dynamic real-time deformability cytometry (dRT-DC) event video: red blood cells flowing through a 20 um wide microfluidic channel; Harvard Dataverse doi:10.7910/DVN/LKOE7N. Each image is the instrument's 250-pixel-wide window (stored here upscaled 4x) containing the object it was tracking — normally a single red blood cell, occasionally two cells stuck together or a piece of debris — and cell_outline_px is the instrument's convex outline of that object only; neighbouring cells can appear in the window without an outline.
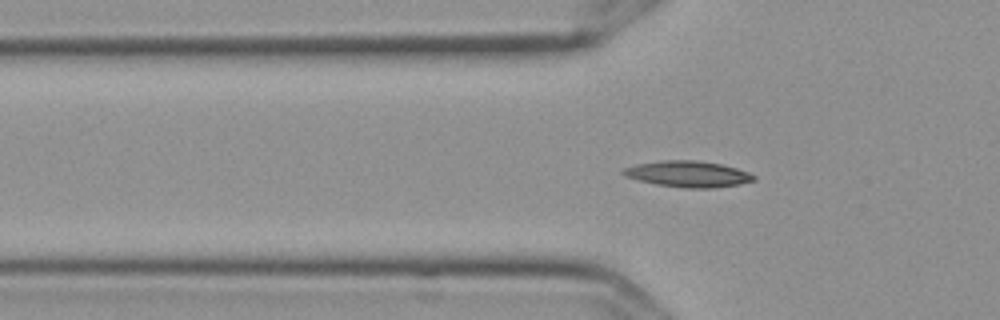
{"species": "Egyptian fruit bat (a non-hibernating species)", "species_latin": "Rousettus aegyptiacus", "temperature_condition": "cold", "stored_images_in_passage": 58, "camera_frame_rate_fps": 3000, "um_per_image_px": 0.085, "frame": {"image": 1, "passage_image": 19, "time_ms": 6.0, "image_size_px": [1000, 320], "cell_outline_px": [[756, 180], [740, 184], [712, 188], [688, 188], [656, 184], [624, 176], [620, 172], [624, 168], [636, 164], [660, 160], [696, 160], [720, 164], [736, 168], [748, 172], [756, 176]], "centroid_in_image_um": [58.48, 14.78], "position_along_channel_um": 67.3, "area_um2": 19.83}}
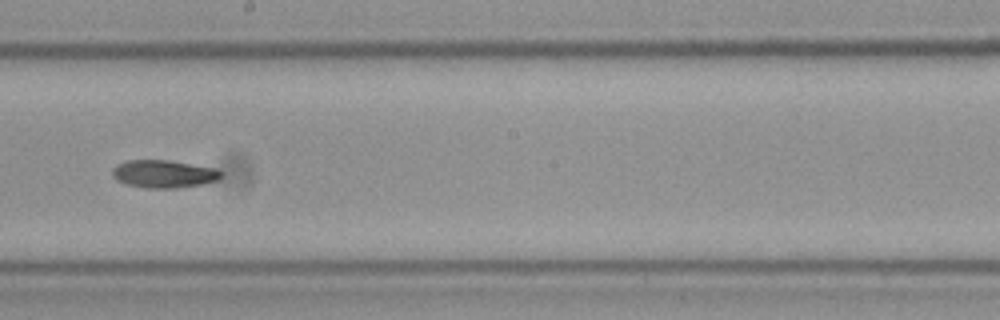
{"frame": {"image": 2, "passage_image": 33, "time_ms": 10.667, "image_size_px": [1000, 320], "cell_outline_px": [[224, 176], [216, 180], [200, 184], [176, 188], [148, 188], [128, 184], [116, 180], [112, 176], [112, 168], [116, 164], [128, 160], [168, 160], [216, 168], [224, 172]], "centroid_in_image_um": [13.92, 14.77], "position_along_channel_um": 234.3, "area_um2": 17.63}}
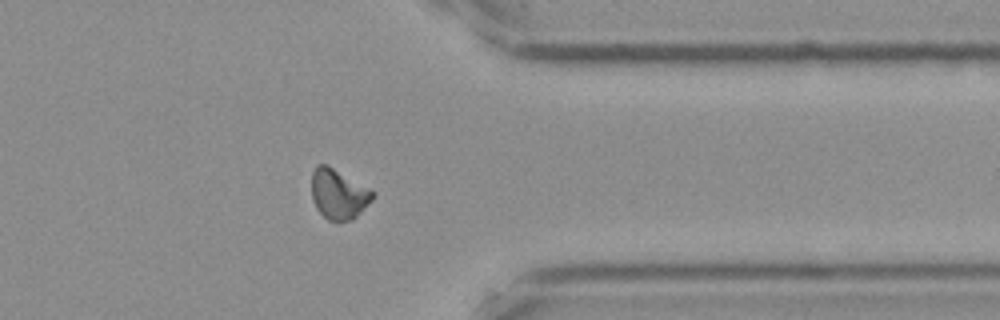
{"frame": {"image": 3, "passage_image": 46, "time_ms": 15.0, "image_size_px": [1000, 320], "cell_outline_px": [[376, 196], [352, 220], [328, 220], [316, 208], [312, 200], [312, 172], [316, 164], [328, 164], [376, 192]], "centroid_in_image_um": [28.78, 16.46], "position_along_channel_um": 382.6, "area_um2": 17.86}}